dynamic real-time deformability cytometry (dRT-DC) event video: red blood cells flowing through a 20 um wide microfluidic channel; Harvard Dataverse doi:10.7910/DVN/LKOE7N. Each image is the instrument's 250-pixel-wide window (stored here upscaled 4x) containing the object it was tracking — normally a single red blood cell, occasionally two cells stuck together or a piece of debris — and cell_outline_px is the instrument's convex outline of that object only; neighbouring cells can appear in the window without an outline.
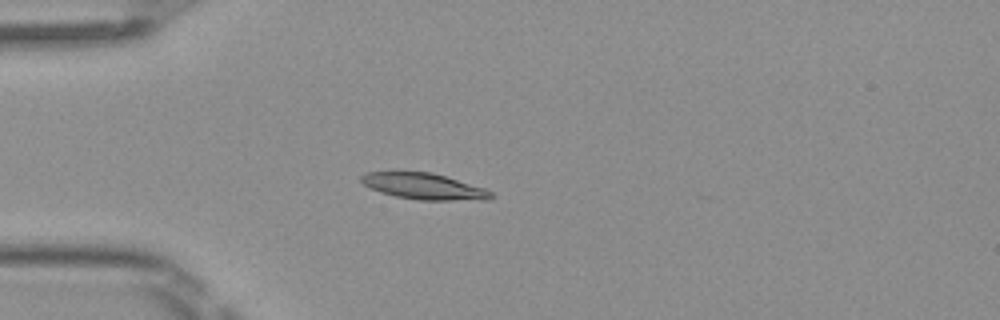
{"species": "Egyptian fruit bat (a non-hibernating species)", "species_latin": "Rousettus aegyptiacus", "temperature_condition": "room temperature", "stored_images_in_passage": 4, "camera_frame_rate_fps": 3000, "um_per_image_px": 0.085, "frame": {"image": 1, "passage_image": 3, "time_ms": 0.667, "image_size_px": [1000, 320], "cell_outline_px": [[492, 196], [488, 200], [420, 200], [396, 196], [380, 192], [364, 184], [360, 180], [360, 176], [364, 172], [432, 172], [484, 188], [492, 192]], "centroid_in_image_um": [36.02, 15.84], "position_along_channel_um": 49.0, "area_um2": 19.59}}